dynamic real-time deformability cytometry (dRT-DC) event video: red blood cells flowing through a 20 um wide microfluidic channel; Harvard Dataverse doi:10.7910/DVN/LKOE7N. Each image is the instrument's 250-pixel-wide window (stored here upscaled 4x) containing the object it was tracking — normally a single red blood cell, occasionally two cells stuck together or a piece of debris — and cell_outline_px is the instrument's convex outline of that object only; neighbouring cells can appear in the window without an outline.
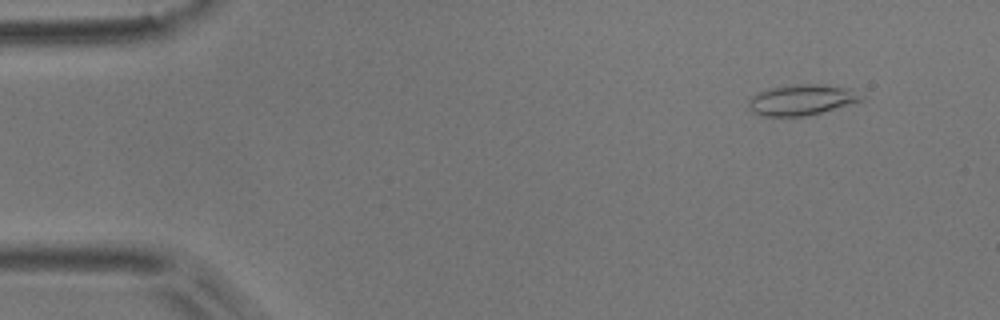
{"species": "common noctule bat (a hibernating species)", "species_latin": "Nyctalus noctula", "temperature_condition": "room temperature", "stored_images_in_passage": 4, "camera_frame_rate_fps": 3000, "um_per_image_px": 0.085, "animal": {"sex": "male", "body_mass_g": 17.9}, "frame": {"image": 1, "passage_image": 1, "time_ms": 0.0, "image_size_px": [1000, 320], "cell_outline_px": [[864, 100], [820, 112], [804, 116], [764, 116], [752, 112], [748, 108], [748, 100], [752, 96], [768, 88], [796, 84], [820, 84], [852, 88], [864, 96]], "centroid_in_image_um": [68.14, 8.47], "position_along_channel_um": 16.9, "area_um2": 20.17}}